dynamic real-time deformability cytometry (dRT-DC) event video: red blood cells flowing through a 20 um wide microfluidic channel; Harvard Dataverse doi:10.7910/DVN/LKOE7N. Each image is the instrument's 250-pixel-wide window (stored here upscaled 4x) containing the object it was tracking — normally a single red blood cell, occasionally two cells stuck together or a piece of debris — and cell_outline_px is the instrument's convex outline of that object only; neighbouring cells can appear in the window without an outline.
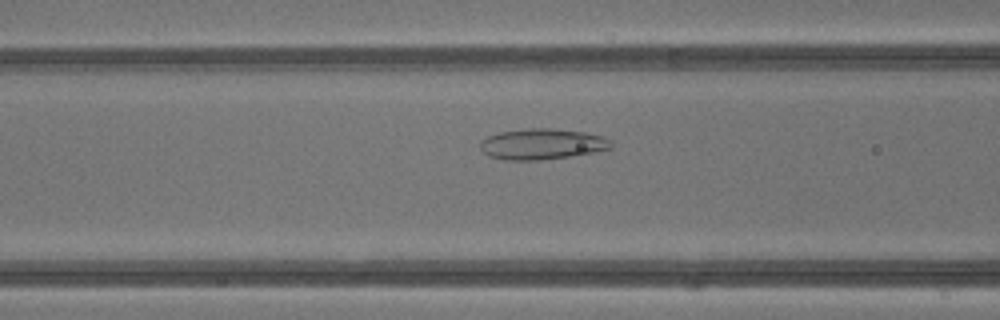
{"species": "common noctule bat (a hibernating species)", "species_latin": "Nyctalus noctula", "temperature_condition": "warm", "stored_images_in_passage": 8, "camera_frame_rate_fps": 3000, "um_per_image_px": 0.085, "animal": {"sex": "male", "body_mass_g": 13.3}, "frame": {"image": 1, "passage_image": 7, "time_ms": 2.0, "image_size_px": [1000, 320], "cell_outline_px": [[612, 148], [592, 152], [568, 156], [540, 160], [504, 160], [488, 156], [480, 148], [480, 140], [488, 136], [500, 132], [528, 128], [552, 128], [584, 132], [604, 136], [612, 140]], "centroid_in_image_um": [46.06, 12.24], "position_along_channel_um": 120.5, "area_um2": 23.52}}